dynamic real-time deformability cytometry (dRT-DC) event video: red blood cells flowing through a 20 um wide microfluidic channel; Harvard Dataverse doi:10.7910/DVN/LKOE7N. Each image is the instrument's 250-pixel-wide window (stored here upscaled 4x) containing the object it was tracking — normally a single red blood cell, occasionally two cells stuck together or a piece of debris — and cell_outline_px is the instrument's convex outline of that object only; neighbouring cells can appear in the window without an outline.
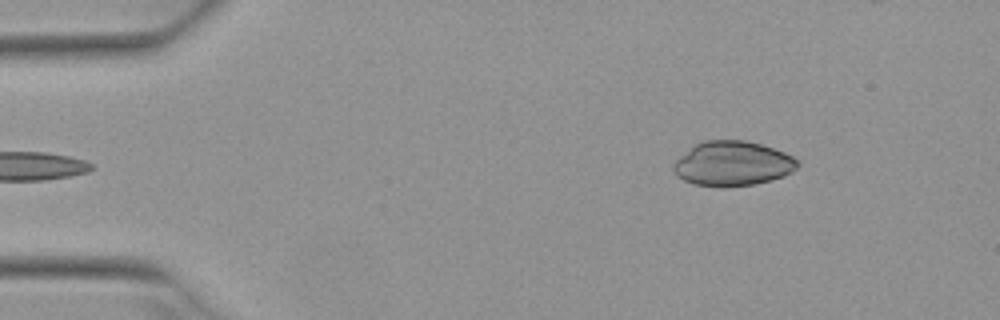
{"species": "Egyptian fruit bat (a non-hibernating species)", "species_latin": "Rousettus aegyptiacus", "temperature_condition": "warm", "stored_images_in_passage": 5, "camera_frame_rate_fps": 3000, "um_per_image_px": 0.085, "animal": {"sex": "female"}, "frame": {"image": 1, "passage_image": 5, "time_ms": 1.333, "image_size_px": [1000, 320], "cell_outline_px": [[800, 164], [792, 172], [784, 176], [772, 180], [756, 184], [724, 188], [720, 188], [696, 184], [684, 180], [676, 176], [672, 168], [672, 164], [680, 156], [696, 144], [704, 140], [744, 140], [760, 144], [784, 152], [792, 156]], "centroid_in_image_um": [62.26, 13.92], "position_along_channel_um": 22.7, "area_um2": 32.48}}